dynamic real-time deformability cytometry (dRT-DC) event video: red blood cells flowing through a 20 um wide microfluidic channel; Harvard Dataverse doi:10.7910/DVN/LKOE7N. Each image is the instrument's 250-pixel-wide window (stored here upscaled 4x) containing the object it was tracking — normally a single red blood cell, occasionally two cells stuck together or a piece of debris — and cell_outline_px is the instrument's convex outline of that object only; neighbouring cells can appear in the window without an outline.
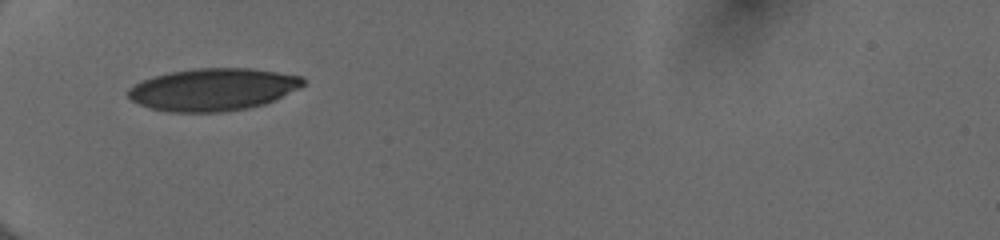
{"species": "human", "species_latin": "Homo sapiens", "temperature_condition": "cold", "stored_images_in_passage": 34, "camera_frame_rate_fps": 3000, "um_per_image_px": 0.085, "donor": {"sex": "female"}, "frame": {"image": 1, "passage_image": 1, "time_ms": 0.0, "image_size_px": [1000, 240], "cell_outline_px": [[304, 84], [300, 88], [276, 100], [264, 104], [248, 108], [224, 112], [168, 112], [148, 108], [132, 100], [128, 96], [128, 88], [144, 80], [156, 76], [172, 72], [196, 68], [252, 68], [300, 76], [304, 80]], "centroid_in_image_um": [18.13, 7.62], "position_along_channel_um": 66.9, "area_um2": 43.12}}
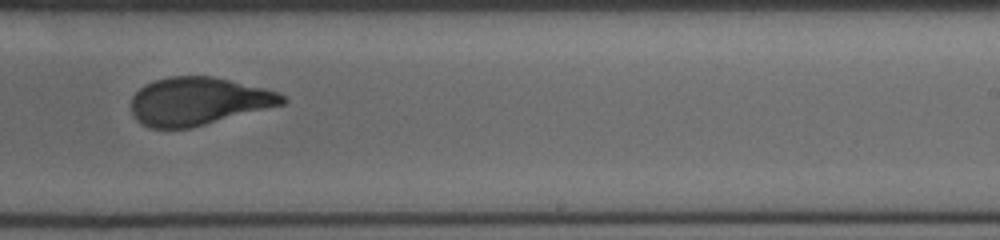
{"frame": {"image": 2, "passage_image": 17, "time_ms": 5.333, "image_size_px": [1000, 240], "cell_outline_px": [[288, 100], [284, 104], [188, 128], [152, 128], [136, 120], [132, 112], [132, 96], [144, 84], [152, 80], [168, 76], [212, 76], [268, 88], [280, 92]], "centroid_in_image_um": [16.87, 8.58], "position_along_channel_um": 272.1, "area_um2": 42.14}}
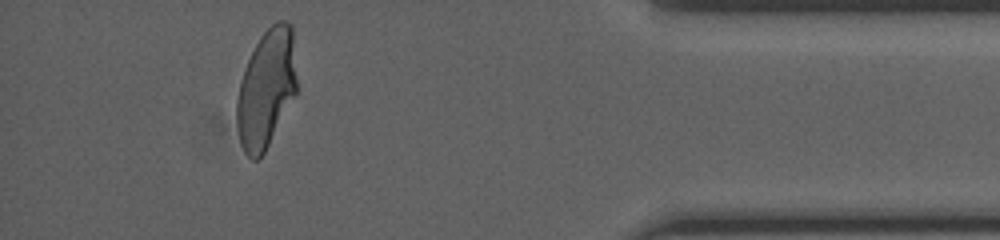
{"frame": {"image": 3, "passage_image": 30, "time_ms": 9.667, "image_size_px": [1000, 240], "cell_outline_px": [[296, 96], [264, 152], [256, 160], [252, 160], [244, 152], [240, 144], [236, 124], [236, 100], [240, 80], [248, 60], [260, 36], [276, 20], [288, 20], [292, 24], [296, 80]], "centroid_in_image_um": [22.63, 7.54], "position_along_channel_um": 412.6, "area_um2": 41.56}, "authors_computed_cell_mechanics": {"area_um2": 43.0899, "velocity_mm_per_s": 4.0289, "shape_relaxation_time_tau1_ms": 4.7119, "shape_relaxation_time_tau2_ms": 0.717, "deformation_change_tau1": 0.1708, "deformation_change_tau2": 0.0523}}